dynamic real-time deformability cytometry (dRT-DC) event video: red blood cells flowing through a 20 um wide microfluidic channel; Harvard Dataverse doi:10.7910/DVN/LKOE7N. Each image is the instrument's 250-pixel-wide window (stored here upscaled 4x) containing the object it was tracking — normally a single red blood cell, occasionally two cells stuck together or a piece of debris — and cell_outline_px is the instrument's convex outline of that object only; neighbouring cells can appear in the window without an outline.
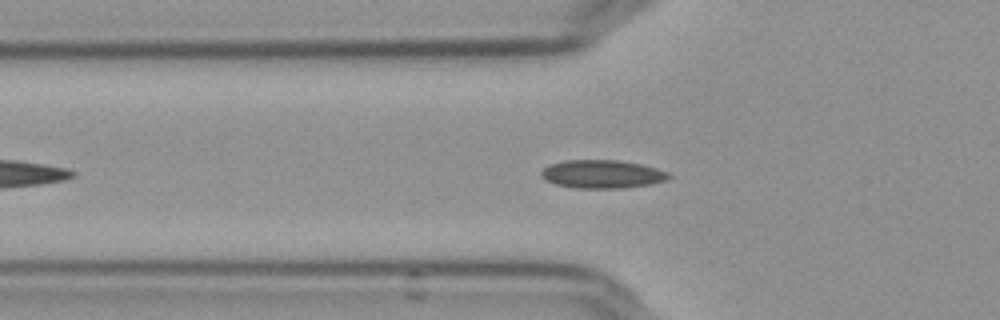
{"species": "Egyptian fruit bat (a non-hibernating species)", "species_latin": "Rousettus aegyptiacus", "temperature_condition": "cold", "stored_images_in_passage": 47, "camera_frame_rate_fps": 3000, "um_per_image_px": 0.085, "frame": {"image": 1, "passage_image": 10, "time_ms": 3.0, "image_size_px": [1000, 320], "cell_outline_px": [[672, 176], [668, 180], [652, 184], [624, 188], [576, 188], [556, 184], [544, 180], [540, 176], [540, 172], [548, 164], [564, 160], [620, 160], [640, 164], [656, 168], [668, 172]], "centroid_in_image_um": [51.18, 14.8], "position_along_channel_um": 74.6, "area_um2": 21.27}}
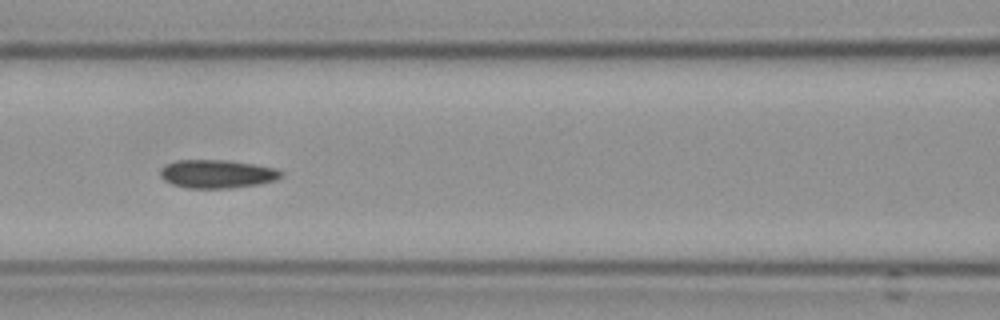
{"frame": {"image": 2, "passage_image": 16, "time_ms": 5.0, "image_size_px": [1000, 320], "cell_outline_px": [[284, 176], [276, 180], [260, 184], [228, 188], [188, 188], [172, 184], [164, 180], [160, 176], [160, 168], [164, 164], [176, 160], [224, 160], [256, 164], [276, 168], [284, 172]], "centroid_in_image_um": [18.47, 14.78], "position_along_channel_um": 148.1, "area_um2": 20.23}}
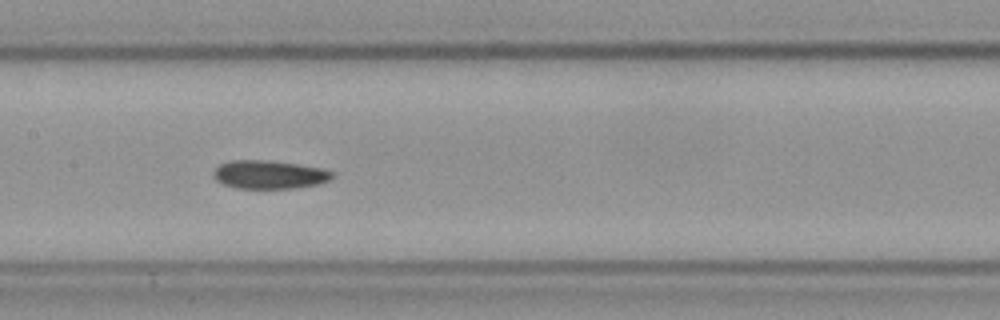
{"frame": {"image": 3, "passage_image": 19, "time_ms": 6.0, "image_size_px": [1000, 320], "cell_outline_px": [[336, 176], [328, 180], [316, 184], [292, 188], [236, 188], [224, 184], [216, 180], [212, 176], [212, 172], [220, 164], [232, 160], [268, 160], [324, 168], [336, 172]], "centroid_in_image_um": [22.9, 14.83], "position_along_channel_um": 184.5, "area_um2": 19.71}}